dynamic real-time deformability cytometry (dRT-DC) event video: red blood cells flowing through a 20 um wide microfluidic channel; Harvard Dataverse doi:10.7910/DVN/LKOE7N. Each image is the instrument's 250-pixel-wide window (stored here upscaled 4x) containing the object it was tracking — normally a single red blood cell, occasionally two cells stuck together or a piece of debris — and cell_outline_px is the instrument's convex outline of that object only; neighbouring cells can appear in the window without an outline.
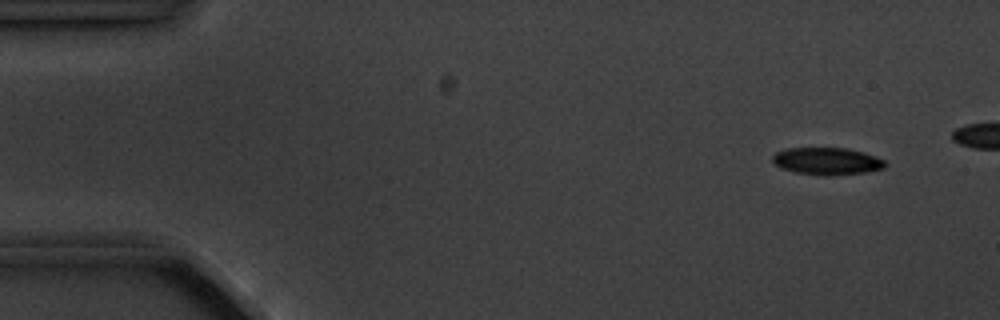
{"species": "common noctule bat (a hibernating species)", "species_latin": "Nyctalus noctula", "temperature_condition": "cold", "stored_images_in_passage": 4, "camera_frame_rate_fps": 3000, "um_per_image_px": 0.085, "animal": {"sex": "male", "body_mass_g": 20.1, "forearm_length_mm": 53.5}, "frame": {"image": 1, "passage_image": 1, "time_ms": 0.0, "image_size_px": [1000, 320], "cell_outline_px": [[888, 164], [884, 168], [864, 172], [832, 176], [824, 176], [796, 172], [780, 168], [772, 160], [772, 156], [776, 152], [788, 148], [848, 148], [864, 152], [884, 160]], "centroid_in_image_um": [70.3, 13.7], "position_along_channel_um": 14.7, "area_um2": 17.92}}